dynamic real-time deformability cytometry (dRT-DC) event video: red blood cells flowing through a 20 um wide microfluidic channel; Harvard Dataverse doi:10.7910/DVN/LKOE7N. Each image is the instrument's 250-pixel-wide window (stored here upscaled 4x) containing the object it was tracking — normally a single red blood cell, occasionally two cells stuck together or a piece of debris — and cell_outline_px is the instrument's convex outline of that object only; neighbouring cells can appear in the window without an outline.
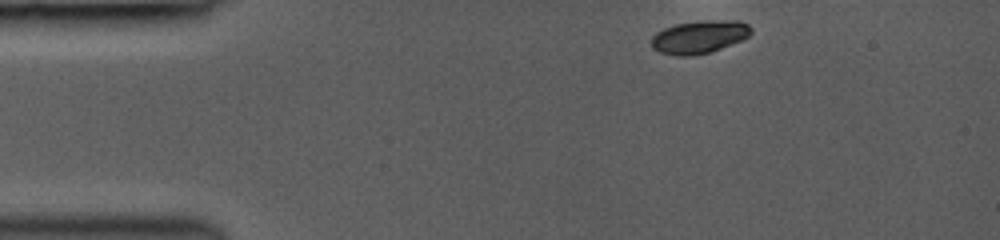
{"species": "common noctule bat (a hibernating species)", "species_latin": "Nyctalus noctula", "temperature_condition": "room temperature", "stored_images_in_passage": 3, "camera_frame_rate_fps": 3000, "um_per_image_px": 0.085, "animal": {"sex": "female", "body_mass_g": 19.0, "forearm_length_mm": 53.3}, "frame": {"image": 1, "passage_image": 1, "time_ms": 0.0, "image_size_px": [1000, 240], "cell_outline_px": [[752, 32], [748, 36], [740, 40], [720, 48], [708, 52], [692, 56], [676, 56], [660, 52], [652, 48], [652, 36], [656, 32], [664, 28], [676, 24], [708, 20], [736, 20], [748, 24], [752, 28]], "centroid_in_image_um": [59.42, 3.13], "position_along_channel_um": 25.6, "area_um2": 18.96}}